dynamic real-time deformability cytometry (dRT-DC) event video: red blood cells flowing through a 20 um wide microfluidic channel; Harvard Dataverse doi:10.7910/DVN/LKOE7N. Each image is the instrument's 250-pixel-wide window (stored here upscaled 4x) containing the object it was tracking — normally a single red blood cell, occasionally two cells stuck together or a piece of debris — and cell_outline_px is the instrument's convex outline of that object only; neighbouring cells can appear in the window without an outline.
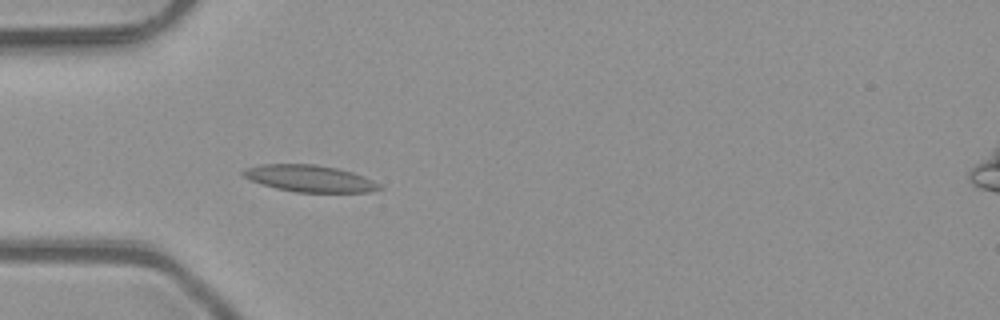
{"species": "common noctule bat (a hibernating species)", "species_latin": "Nyctalus noctula", "temperature_condition": "room temperature", "stored_images_in_passage": 41, "camera_frame_rate_fps": 3000, "um_per_image_px": 0.085, "animal": {"sex": "male", "body_mass_g": 23.1, "forearm_length_mm": 52.7}, "frame": {"image": 1, "passage_image": 6, "time_ms": 1.667, "image_size_px": [1000, 320], "cell_outline_px": [[384, 188], [372, 192], [296, 192], [276, 188], [260, 184], [244, 176], [240, 172], [244, 168], [260, 164], [312, 164], [336, 168], [352, 172], [364, 176], [380, 184]], "centroid_in_image_um": [26.32, 15.17], "position_along_channel_um": 58.7, "area_um2": 21.27}}
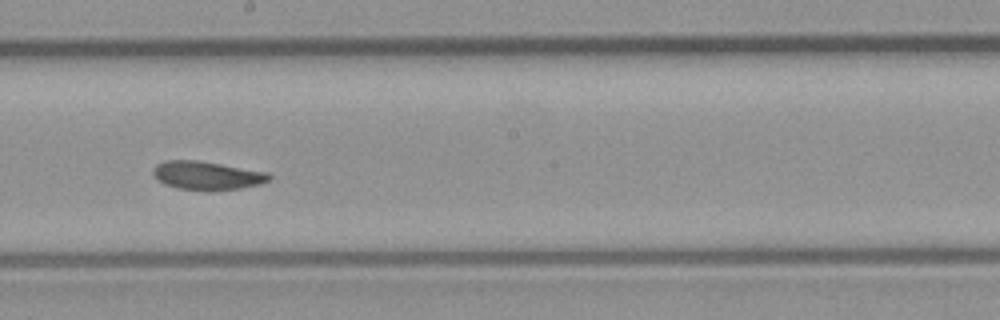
{"frame": {"image": 2, "passage_image": 19, "time_ms": 6.0, "image_size_px": [1000, 320], "cell_outline_px": [[272, 176], [268, 180], [260, 184], [240, 188], [208, 192], [176, 188], [164, 184], [156, 180], [152, 172], [152, 168], [156, 164], [164, 160], [196, 160], [268, 172]], "centroid_in_image_um": [17.54, 14.93], "position_along_channel_um": 230.7, "area_um2": 19.59}}
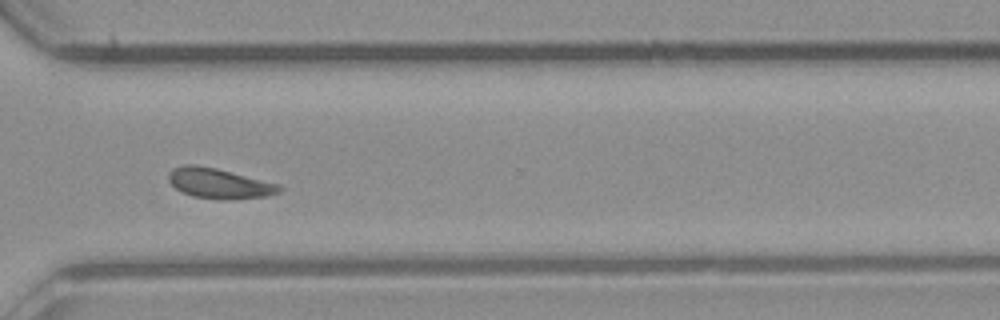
{"frame": {"image": 3, "passage_image": 28, "time_ms": 9.0, "image_size_px": [1000, 320], "cell_outline_px": [[284, 188], [280, 192], [268, 196], [232, 200], [216, 200], [192, 196], [176, 188], [168, 180], [168, 172], [172, 168], [184, 164], [196, 164], [216, 168], [280, 184]], "centroid_in_image_um": [18.65, 15.59], "position_along_channel_um": 352.0, "area_um2": 19.83}, "authors_computed_cell_mechanics": {"area_um2": 19.2474, "velocity_mm_per_s": 4.0536, "shape_relaxation_time_tau1_ms": 5.7289, "shape_relaxation_time_tau2_ms": 3.1338, "deformation_change_tau1": 0.133, "deformation_change_tau2": 0.0777}}